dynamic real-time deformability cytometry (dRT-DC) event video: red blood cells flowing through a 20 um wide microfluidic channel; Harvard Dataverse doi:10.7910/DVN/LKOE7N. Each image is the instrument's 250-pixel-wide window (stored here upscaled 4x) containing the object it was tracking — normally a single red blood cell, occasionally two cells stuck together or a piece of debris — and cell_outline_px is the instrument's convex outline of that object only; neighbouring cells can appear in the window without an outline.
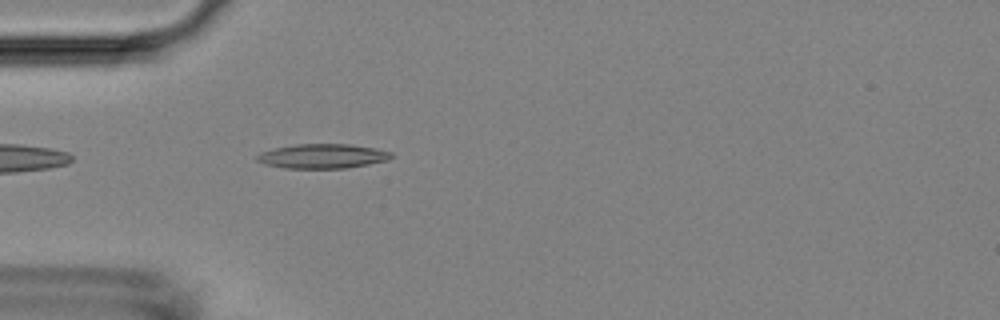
{"species": "Egyptian fruit bat (a non-hibernating species)", "species_latin": "Rousettus aegyptiacus", "temperature_condition": "room temperature", "stored_images_in_passage": 40, "camera_frame_rate_fps": 3000, "um_per_image_px": 0.085, "animal": {"sex": "female"}, "frame": {"image": 1, "passage_image": 3, "time_ms": 0.667, "image_size_px": [1000, 320], "cell_outline_px": [[392, 156], [388, 160], [368, 164], [344, 168], [284, 168], [264, 164], [256, 160], [256, 156], [260, 152], [276, 148], [296, 144], [348, 144], [376, 148], [392, 152]], "centroid_in_image_um": [27.4, 13.27], "position_along_channel_um": 57.6, "area_um2": 19.07}}
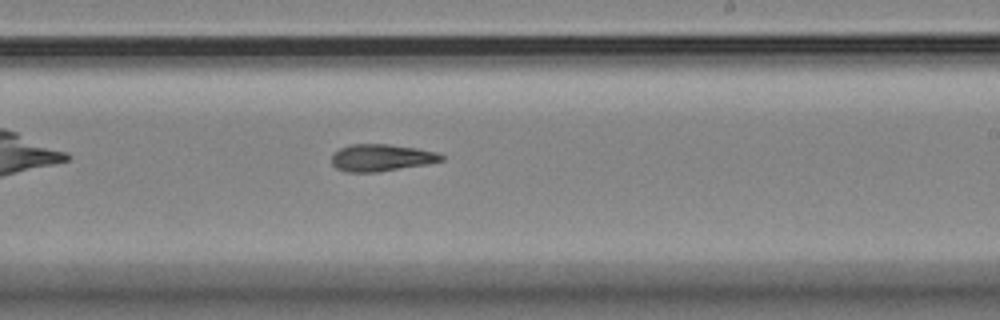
{"frame": {"image": 2, "passage_image": 19, "time_ms": 6.0, "image_size_px": [1000, 320], "cell_outline_px": [[444, 160], [428, 164], [376, 172], [344, 172], [336, 168], [332, 164], [332, 156], [340, 148], [352, 144], [388, 144], [416, 148], [436, 152], [444, 156]], "centroid_in_image_um": [32.41, 13.41], "position_along_channel_um": 256.6, "area_um2": 17.22}}
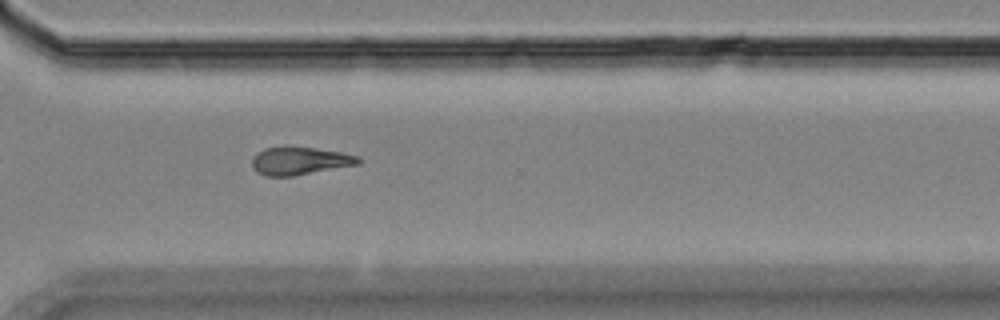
{"frame": {"image": 3, "passage_image": 26, "time_ms": 8.333, "image_size_px": [1000, 320], "cell_outline_px": [[360, 164], [292, 176], [264, 176], [256, 172], [252, 168], [252, 156], [256, 152], [264, 148], [284, 144], [288, 144], [340, 152], [360, 156]], "centroid_in_image_um": [25.41, 13.64], "position_along_channel_um": 345.2, "area_um2": 17.86}, "authors_computed_cell_mechanics": {"area_um2": 17.5134, "velocity_mm_per_s": 3.8029, "shape_relaxation_time_tau1_ms": 7.0272, "shape_relaxation_time_tau2_ms": 8.0009, "deformation_change_tau1": 0.2242, "deformation_change_tau2": 0.2111}}